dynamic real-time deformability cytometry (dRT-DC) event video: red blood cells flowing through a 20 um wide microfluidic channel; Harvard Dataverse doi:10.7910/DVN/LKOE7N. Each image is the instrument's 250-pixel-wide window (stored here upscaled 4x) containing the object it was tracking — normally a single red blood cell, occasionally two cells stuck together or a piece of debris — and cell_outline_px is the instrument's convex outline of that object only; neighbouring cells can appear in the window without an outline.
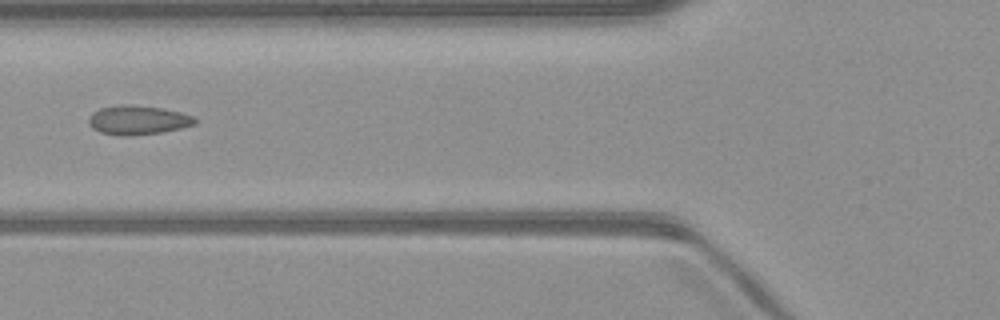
{"species": "common noctule bat (a hibernating species)", "species_latin": "Nyctalus noctula", "temperature_condition": "warm", "stored_images_in_passage": 38, "camera_frame_rate_fps": 3000, "um_per_image_px": 0.085, "animal": {"sex": "male", "body_mass_g": 23.1, "forearm_length_mm": 52.7}, "frame": {"image": 1, "passage_image": 12, "time_ms": 3.667, "image_size_px": [1000, 320], "cell_outline_px": [[196, 124], [180, 128], [160, 132], [128, 136], [120, 136], [100, 132], [92, 128], [88, 124], [88, 116], [92, 112], [100, 108], [120, 104], [132, 104], [164, 108], [180, 112], [192, 116], [196, 120]], "centroid_in_image_um": [11.67, 10.19], "position_along_channel_um": 114.1, "area_um2": 18.21}}
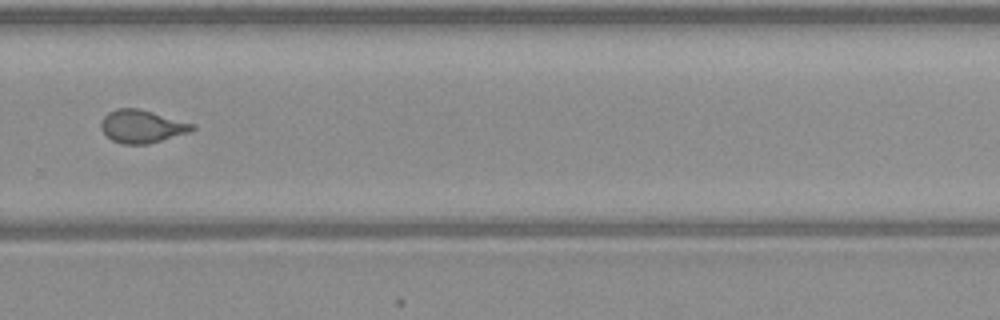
{"frame": {"image": 2, "passage_image": 27, "time_ms": 8.667, "image_size_px": [1000, 320], "cell_outline_px": [[196, 128], [192, 132], [148, 144], [120, 144], [112, 140], [100, 128], [100, 120], [108, 112], [116, 108], [140, 108], [196, 124]], "centroid_in_image_um": [12.09, 10.74], "position_along_channel_um": 317.7, "area_um2": 17.86}, "authors_computed_cell_mechanics": {"area_um2": 17.3111, "velocity_mm_per_s": 4.0799, "shape_relaxation_time_tau1_ms": null, "shape_relaxation_time_tau2_ms": 0.818, "deformation_change_tau1": null, "deformation_change_tau2": 0.0783}}